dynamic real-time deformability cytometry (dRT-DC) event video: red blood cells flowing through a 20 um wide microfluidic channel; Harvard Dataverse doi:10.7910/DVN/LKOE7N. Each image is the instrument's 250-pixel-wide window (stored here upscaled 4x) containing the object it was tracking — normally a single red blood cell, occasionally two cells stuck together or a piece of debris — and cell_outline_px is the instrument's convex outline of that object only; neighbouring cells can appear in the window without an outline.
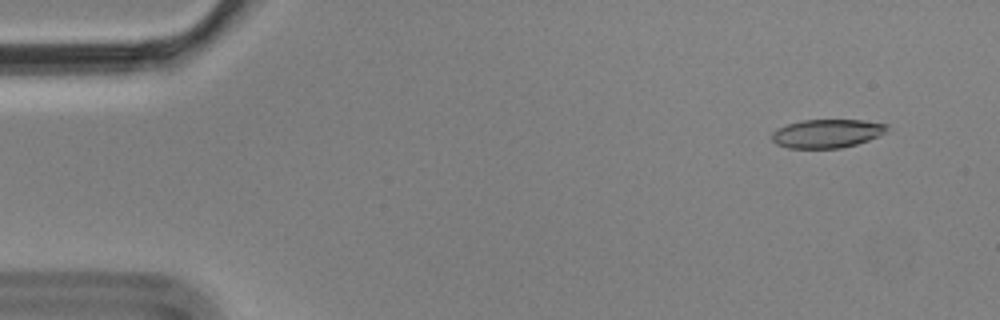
{"species": "Egyptian fruit bat (a non-hibernating species)", "species_latin": "Rousettus aegyptiacus", "temperature_condition": "cold", "stored_images_in_passage": 5, "camera_frame_rate_fps": 3000, "um_per_image_px": 0.085, "animal": {"sex": "male"}, "frame": {"image": 1, "passage_image": 1, "time_ms": 0.0, "image_size_px": [1000, 320], "cell_outline_px": [[888, 128], [884, 132], [868, 140], [856, 144], [840, 148], [788, 148], [776, 144], [772, 140], [772, 132], [788, 124], [804, 120], [864, 120], [888, 124]], "centroid_in_image_um": [70.29, 11.35], "position_along_channel_um": 14.7, "area_um2": 18.96}}
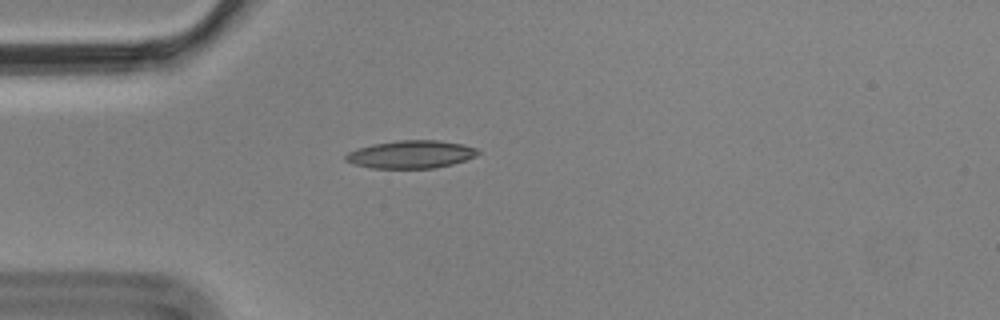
{"frame": {"image": 2, "passage_image": 4, "time_ms": 1.0, "image_size_px": [1000, 320], "cell_outline_px": [[480, 152], [476, 156], [452, 164], [436, 168], [372, 168], [352, 164], [344, 160], [344, 156], [348, 152], [356, 148], [372, 144], [396, 140], [436, 140], [464, 144], [476, 148]], "centroid_in_image_um": [34.89, 13.12], "position_along_channel_um": 50.1, "area_um2": 21.62}}